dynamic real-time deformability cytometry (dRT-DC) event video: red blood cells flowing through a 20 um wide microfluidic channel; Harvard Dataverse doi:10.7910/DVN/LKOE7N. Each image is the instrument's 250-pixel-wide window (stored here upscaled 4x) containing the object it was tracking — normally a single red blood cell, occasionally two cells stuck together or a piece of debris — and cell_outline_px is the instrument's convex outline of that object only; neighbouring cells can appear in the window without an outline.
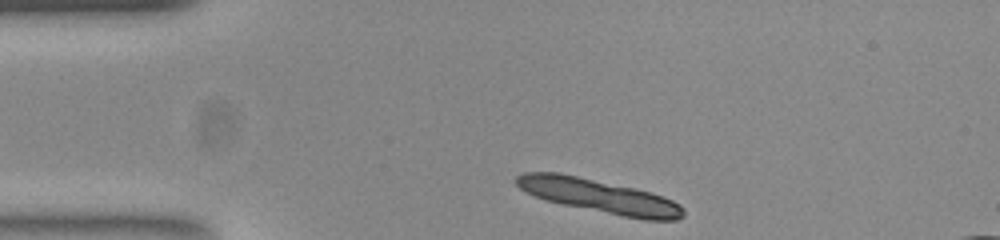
{"species": "common noctule bat (a hibernating species)", "species_latin": "Nyctalus noctula", "temperature_condition": "room temperature", "stored_images_in_passage": 30, "segment_of_instrument_passage": [1, 2], "camera_frame_rate_fps": 3000, "um_per_image_px": 0.085, "animal": {"sex": "female", "body_mass_g": 23.0, "forearm_length_mm": 53.4}, "frame": {"image": 1, "passage_image": 1, "time_ms": 0.0, "image_size_px": [1000, 240], "cell_outline_px": [[684, 216], [676, 220], [644, 220], [564, 204], [548, 200], [536, 196], [520, 188], [516, 184], [516, 176], [524, 172], [560, 172], [636, 188], [672, 200], [680, 204], [684, 208]], "centroid_in_image_um": [50.96, 16.65], "position_along_channel_um": 34.0, "area_um2": 32.37}}